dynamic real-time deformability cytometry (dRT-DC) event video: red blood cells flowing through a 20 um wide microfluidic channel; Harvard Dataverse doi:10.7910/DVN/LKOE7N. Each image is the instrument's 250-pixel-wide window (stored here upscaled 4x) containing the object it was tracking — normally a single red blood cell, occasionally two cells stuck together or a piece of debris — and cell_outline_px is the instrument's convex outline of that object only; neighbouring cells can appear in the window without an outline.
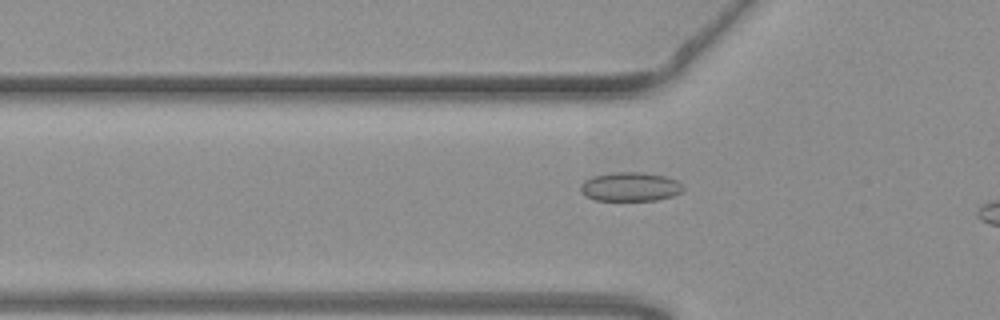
{"species": "common noctule bat (a hibernating species)", "species_latin": "Nyctalus noctula", "temperature_condition": "warm", "stored_images_in_passage": 22, "camera_frame_rate_fps": 3000, "um_per_image_px": 0.085, "animal": {"sex": "female", "body_mass_g": 19.3, "forearm_length_mm": 54.1}, "frame": {"image": 1, "passage_image": 19, "time_ms": 6.0, "image_size_px": [1000, 320], "cell_outline_px": [[684, 188], [680, 192], [672, 196], [656, 200], [596, 200], [584, 196], [580, 192], [580, 184], [584, 180], [592, 176], [612, 172], [644, 172], [668, 176], [676, 180]], "centroid_in_image_um": [53.53, 15.86], "position_along_channel_um": 72.3, "area_um2": 17.51}}